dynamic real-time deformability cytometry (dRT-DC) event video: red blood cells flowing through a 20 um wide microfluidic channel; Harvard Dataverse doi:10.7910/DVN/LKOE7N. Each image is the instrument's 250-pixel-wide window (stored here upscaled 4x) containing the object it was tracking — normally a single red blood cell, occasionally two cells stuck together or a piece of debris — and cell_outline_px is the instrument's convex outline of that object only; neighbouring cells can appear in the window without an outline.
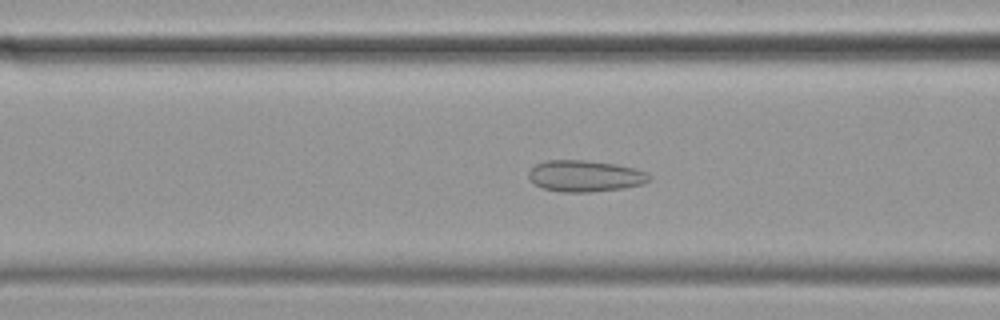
{"species": "common noctule bat (a hibernating species)", "species_latin": "Nyctalus noctula", "temperature_condition": "cold", "stored_images_in_passage": 57, "camera_frame_rate_fps": 3000, "um_per_image_px": 0.085, "animal": {"sex": "female", "body_mass_g": 19.9}, "frame": {"image": 1, "passage_image": 22, "time_ms": 7.0, "image_size_px": [1000, 320], "cell_outline_px": [[652, 180], [644, 184], [624, 188], [592, 192], [560, 192], [544, 188], [536, 184], [528, 176], [528, 172], [536, 164], [544, 160], [584, 160], [616, 164], [636, 168], [648, 172], [652, 176]], "centroid_in_image_um": [49.8, 14.96], "position_along_channel_um": 116.8, "area_um2": 22.31}}
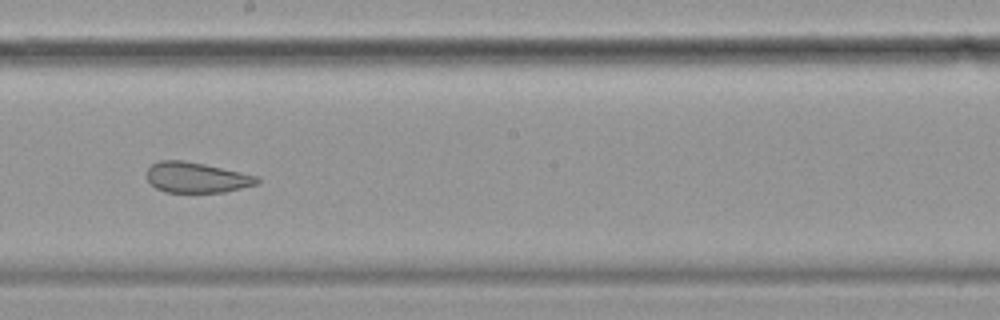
{"frame": {"image": 2, "passage_image": 32, "time_ms": 10.333, "image_size_px": [1000, 320], "cell_outline_px": [[260, 184], [224, 192], [164, 192], [156, 188], [148, 180], [148, 168], [152, 164], [160, 160], [184, 160], [204, 164], [240, 172], [256, 176], [260, 180]], "centroid_in_image_um": [16.72, 15.09], "position_along_channel_um": 231.5, "area_um2": 19.48}}
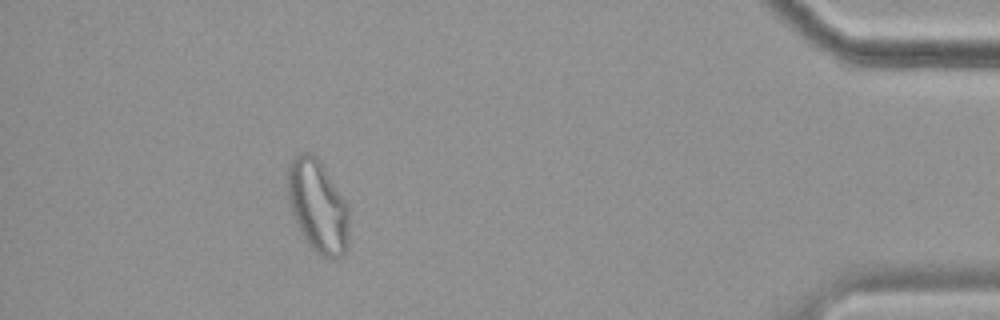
{"frame": {"image": 3, "passage_image": 52, "time_ms": 17.0, "image_size_px": [1000, 320], "cell_outline_px": [[348, 244], [344, 256], [336, 260], [332, 260], [320, 256], [308, 244], [296, 224], [288, 200], [288, 164], [300, 152], [312, 152], [320, 160], [348, 204]], "centroid_in_image_um": [27.03, 17.55], "position_along_channel_um": 408.2, "area_um2": 33.52}, "authors_computed_cell_mechanics": {"area_um2": 27.0504, "velocity_mm_per_s": 3.4538, "shape_relaxation_time_tau1_ms": null, "shape_relaxation_time_tau2_ms": 1.4122, "deformation_change_tau1": null, "deformation_change_tau2": 0.0639}}